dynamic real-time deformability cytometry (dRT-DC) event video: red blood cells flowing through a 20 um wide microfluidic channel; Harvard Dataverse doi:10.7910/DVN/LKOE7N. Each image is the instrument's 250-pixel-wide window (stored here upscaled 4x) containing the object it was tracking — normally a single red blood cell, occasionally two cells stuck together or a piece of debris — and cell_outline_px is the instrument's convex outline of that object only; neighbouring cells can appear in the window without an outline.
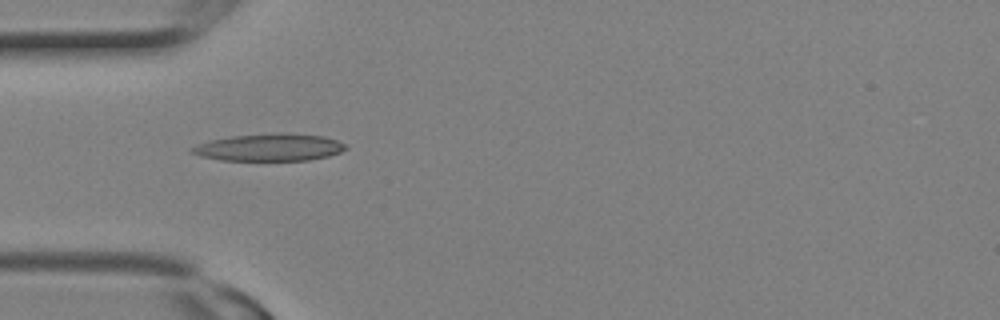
{"species": "Egyptian fruit bat (a non-hibernating species)", "species_latin": "Rousettus aegyptiacus", "temperature_condition": "room temperature", "stored_images_in_passage": 4, "camera_frame_rate_fps": 3000, "um_per_image_px": 0.085, "animal": {"sex": "female"}, "frame": {"image": 1, "passage_image": 1, "time_ms": 0.0, "image_size_px": [1000, 320], "cell_outline_px": [[348, 148], [340, 152], [328, 156], [308, 160], [220, 160], [200, 156], [188, 152], [188, 148], [208, 140], [232, 136], [276, 132], [280, 132], [324, 136], [348, 144]], "centroid_in_image_um": [22.87, 12.51], "position_along_channel_um": 62.1, "area_um2": 24.74}}
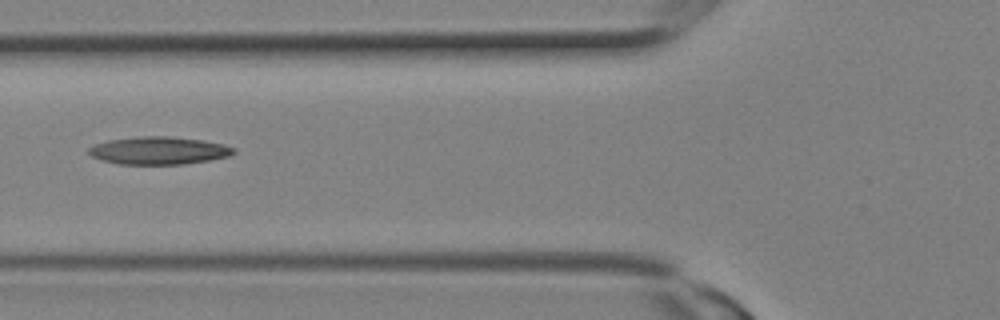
{"frame": {"image": 2, "passage_image": 3, "time_ms": 0.667, "image_size_px": [1000, 320], "cell_outline_px": [[236, 152], [228, 156], [212, 160], [184, 164], [116, 164], [100, 160], [92, 156], [88, 152], [88, 148], [96, 144], [108, 140], [136, 136], [168, 136], [204, 140], [224, 144], [236, 148]], "centroid_in_image_um": [13.51, 12.8], "position_along_channel_um": 112.3, "area_um2": 23.64}}